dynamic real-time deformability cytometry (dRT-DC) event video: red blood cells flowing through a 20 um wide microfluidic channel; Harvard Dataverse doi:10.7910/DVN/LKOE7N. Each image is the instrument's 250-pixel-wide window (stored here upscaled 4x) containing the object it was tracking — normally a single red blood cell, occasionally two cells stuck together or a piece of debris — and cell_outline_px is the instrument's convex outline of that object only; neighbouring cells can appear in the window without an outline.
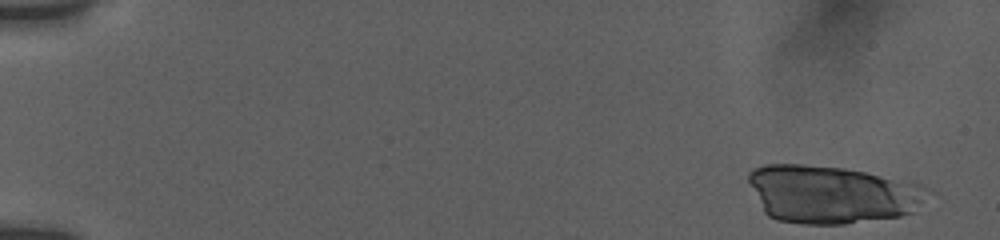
{"species": "human", "species_latin": "Homo sapiens", "temperature_condition": "room temperature", "stored_images_in_passage": 30, "camera_frame_rate_fps": 3000, "um_per_image_px": 0.085, "donor": {"sex": "female"}, "frame": {"image": 1, "passage_image": 1, "time_ms": 0.0, "image_size_px": [1000, 240], "cell_outline_px": [[936, 192], [912, 212], [900, 216], [844, 224], [804, 224], [776, 220], [768, 216], [764, 212], [748, 180], [748, 172], [752, 168], [764, 164], [804, 164], [844, 168], [916, 180]], "centroid_in_image_um": [70.81, 16.49], "position_along_channel_um": 14.2, "area_um2": 61.61}}
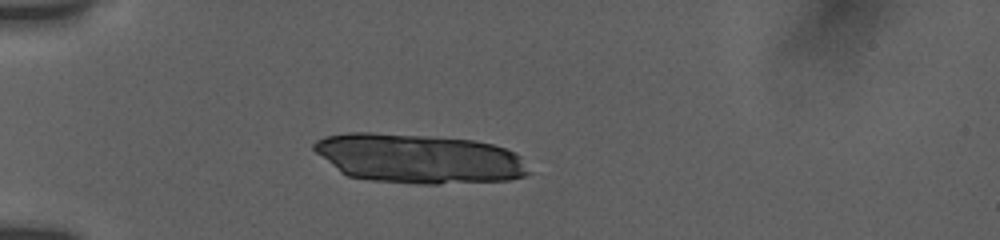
{"frame": {"image": 2, "passage_image": 16, "time_ms": 4.333, "image_size_px": [1000, 240], "cell_outline_px": [[532, 172], [524, 176], [508, 180], [436, 184], [420, 184], [372, 180], [348, 176], [340, 172], [316, 152], [312, 148], [312, 144], [316, 140], [324, 136], [348, 132], [372, 132], [428, 136], [476, 140], [492, 144], [516, 152], [520, 156]], "centroid_in_image_um": [35.6, 13.47], "position_along_channel_um": 49.4, "area_um2": 62.02}}